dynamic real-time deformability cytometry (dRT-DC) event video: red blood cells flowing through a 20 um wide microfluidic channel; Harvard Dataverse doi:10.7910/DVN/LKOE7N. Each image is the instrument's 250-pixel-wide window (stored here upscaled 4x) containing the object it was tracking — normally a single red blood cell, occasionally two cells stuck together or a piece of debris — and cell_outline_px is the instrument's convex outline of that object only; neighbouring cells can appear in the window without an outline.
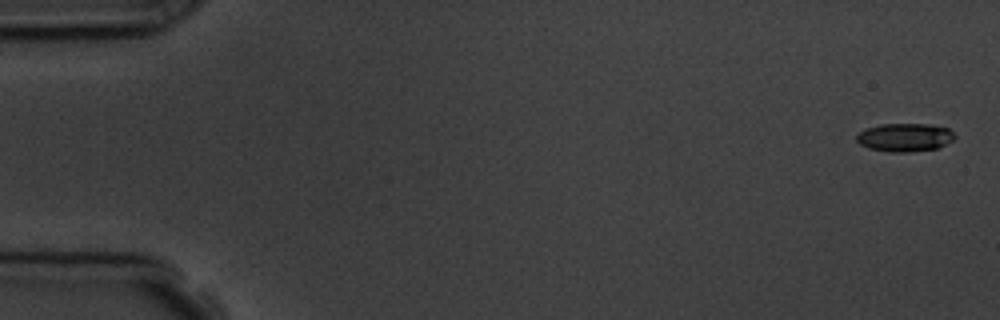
{"species": "common noctule bat (a hibernating species)", "species_latin": "Nyctalus noctula", "temperature_condition": "room temperature", "stored_images_in_passage": 11, "camera_frame_rate_fps": 3000, "um_per_image_px": 0.085, "animal": {"sex": "male", "body_mass_g": 19.5, "forearm_length_mm": 54.6}, "frame": {"image": 1, "passage_image": 1, "time_ms": 0.0, "image_size_px": [1000, 320], "cell_outline_px": [[956, 136], [952, 140], [940, 148], [908, 152], [888, 152], [868, 148], [860, 144], [856, 140], [856, 136], [864, 128], [880, 124], [928, 124], [948, 128]], "centroid_in_image_um": [76.89, 11.68], "position_along_channel_um": 8.1, "area_um2": 16.3}}
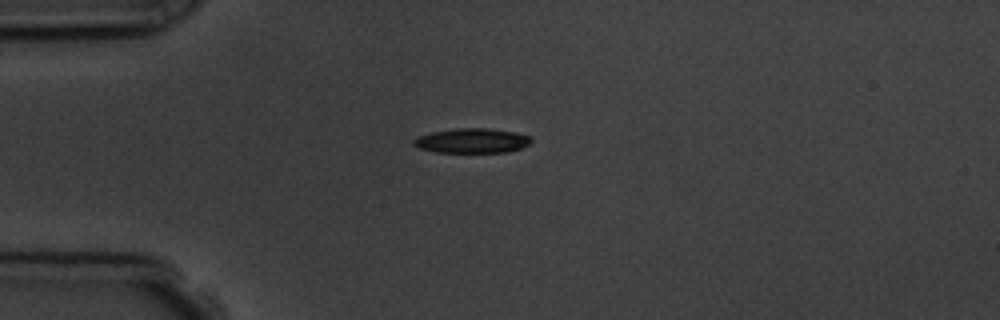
{"frame": {"image": 2, "passage_image": 4, "time_ms": 4.333, "image_size_px": [1000, 320], "cell_outline_px": [[532, 140], [528, 144], [520, 148], [504, 152], [436, 152], [420, 148], [412, 144], [412, 140], [416, 136], [432, 132], [456, 128], [488, 128], [516, 132], [532, 136]], "centroid_in_image_um": [40.1, 11.95], "position_along_channel_um": 44.9, "area_um2": 16.94}}
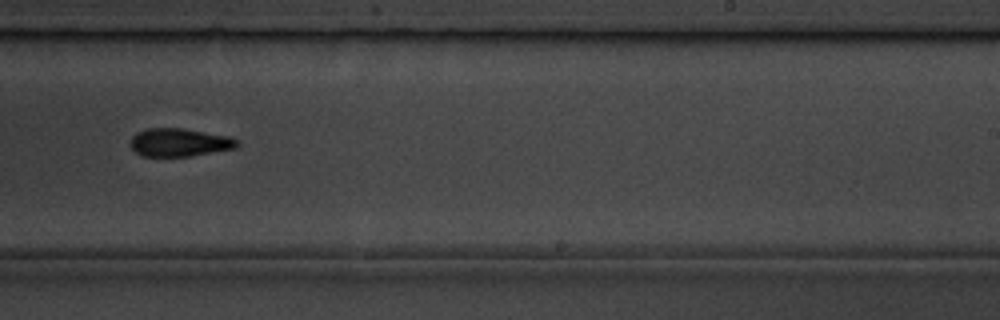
{"frame": {"image": 3, "passage_image": 10, "time_ms": 11.0, "image_size_px": [1000, 320], "cell_outline_px": [[240, 144], [236, 148], [192, 156], [140, 156], [128, 144], [132, 136], [136, 132], [148, 128], [184, 128], [232, 136]], "centroid_in_image_um": [15.25, 12.1], "position_along_channel_um": 273.8, "area_um2": 17.8}}